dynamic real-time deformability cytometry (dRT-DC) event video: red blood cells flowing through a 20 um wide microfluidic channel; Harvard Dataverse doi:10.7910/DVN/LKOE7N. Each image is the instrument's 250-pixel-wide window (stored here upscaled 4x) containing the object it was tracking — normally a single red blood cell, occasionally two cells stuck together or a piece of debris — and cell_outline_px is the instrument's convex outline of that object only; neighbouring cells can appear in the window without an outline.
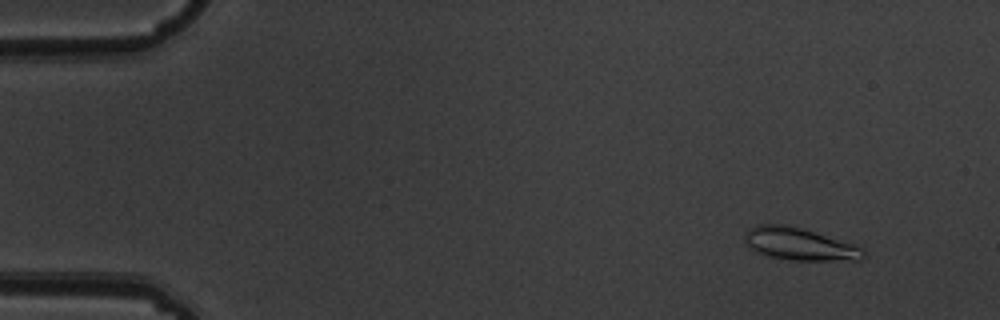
{"species": "common noctule bat (a hibernating species)", "species_latin": "Nyctalus noctula", "temperature_condition": "warm", "stored_images_in_passage": 5, "camera_frame_rate_fps": 3000, "um_per_image_px": 0.085, "animal": {"sex": "male", "body_mass_g": 19.5, "forearm_length_mm": 54.6}, "frame": {"image": 1, "passage_image": 2, "time_ms": 0.333, "image_size_px": [1000, 320], "cell_outline_px": [[868, 256], [860, 260], [792, 260], [768, 256], [756, 252], [744, 240], [744, 236], [756, 224], [784, 224], [800, 228], [852, 244], [860, 248]], "centroid_in_image_um": [67.95, 20.76], "position_along_channel_um": 17.1, "area_um2": 21.91}}